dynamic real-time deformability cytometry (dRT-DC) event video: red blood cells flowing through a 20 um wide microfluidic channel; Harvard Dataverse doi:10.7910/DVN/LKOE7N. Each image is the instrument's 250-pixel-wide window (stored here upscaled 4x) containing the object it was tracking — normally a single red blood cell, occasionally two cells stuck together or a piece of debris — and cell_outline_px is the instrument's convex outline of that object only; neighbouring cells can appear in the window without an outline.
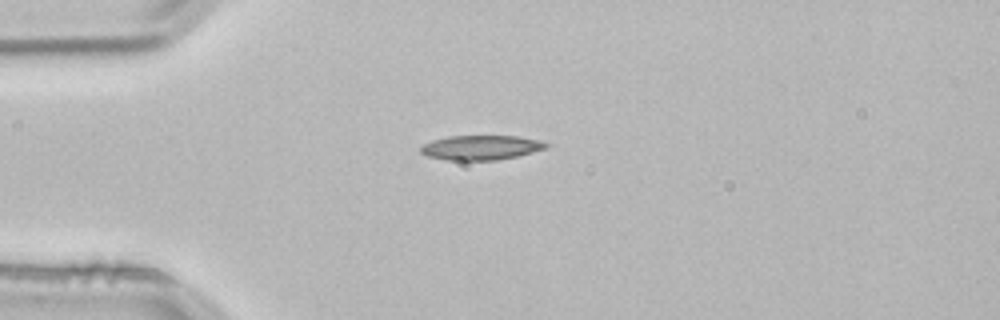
{"species": "common noctule bat (a hibernating species)", "species_latin": "Nyctalus noctula", "temperature_condition": "room temperature", "stored_images_in_passage": 1, "camera_frame_rate_fps": 3000, "um_per_image_px": 0.085, "animal": {"sex": "male", "body_mass_g": 21.5, "forearm_length_mm": 52.0}, "frame": {"image": 1, "passage_image": 1, "time_ms": 0.0, "image_size_px": [1000, 320], "cell_outline_px": [[548, 144], [544, 148], [532, 152], [516, 156], [496, 160], [448, 160], [428, 156], [420, 152], [420, 148], [424, 144], [432, 140], [448, 136], [516, 136], [540, 140]], "centroid_in_image_um": [40.84, 12.54], "position_along_channel_um": 44.2, "area_um2": 17.74}}